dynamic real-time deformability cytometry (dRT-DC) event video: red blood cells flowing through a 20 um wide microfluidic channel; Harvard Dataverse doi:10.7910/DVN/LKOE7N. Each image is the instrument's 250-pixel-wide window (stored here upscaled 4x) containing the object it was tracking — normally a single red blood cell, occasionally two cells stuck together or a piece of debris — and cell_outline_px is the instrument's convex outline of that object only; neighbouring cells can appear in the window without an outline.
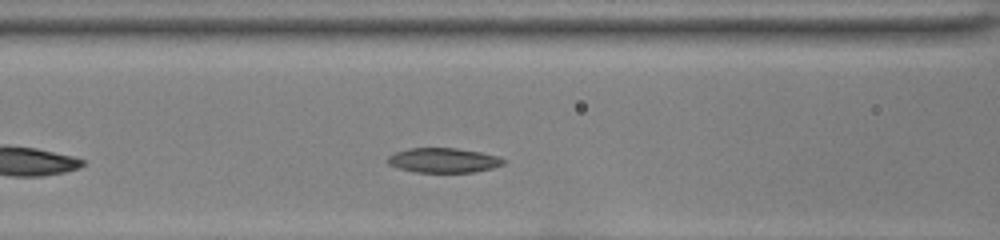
{"species": "common noctule bat (a hibernating species)", "species_latin": "Nyctalus noctula", "temperature_condition": "room temperature", "stored_images_in_passage": 27, "camera_frame_rate_fps": 3000, "um_per_image_px": 0.085, "animal": {"sex": "female", "body_mass_g": 22.0, "forearm_length_mm": 56.7}, "frame": {"image": 1, "passage_image": 7, "time_ms": 2.0, "image_size_px": [1000, 240], "cell_outline_px": [[504, 164], [492, 168], [472, 172], [416, 172], [400, 168], [388, 164], [388, 156], [396, 152], [408, 148], [456, 148], [480, 152], [496, 156], [504, 160]], "centroid_in_image_um": [37.68, 13.62], "position_along_channel_um": 128.9, "area_um2": 16.42}}
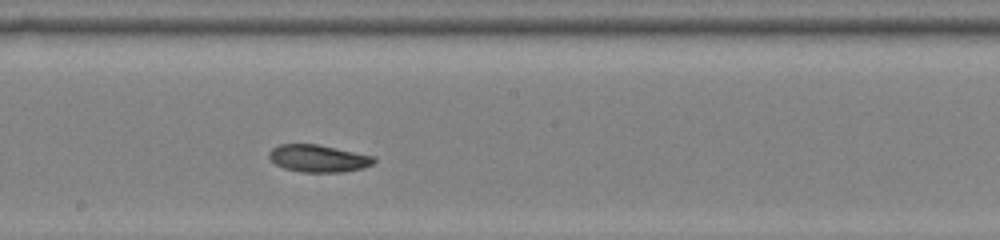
{"frame": {"image": 2, "passage_image": 14, "time_ms": 4.333, "image_size_px": [1000, 240], "cell_outline_px": [[376, 160], [372, 164], [360, 168], [344, 172], [300, 172], [284, 168], [276, 164], [268, 156], [268, 152], [272, 148], [280, 144], [316, 144], [372, 156]], "centroid_in_image_um": [27.0, 13.47], "position_along_channel_um": 221.2, "area_um2": 16.42}}
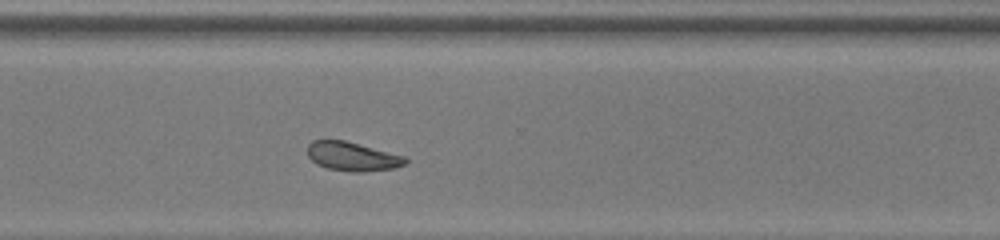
{"frame": {"image": 3, "passage_image": 23, "time_ms": 7.333, "image_size_px": [1000, 240], "cell_outline_px": [[408, 160], [404, 164], [392, 168], [360, 172], [352, 172], [328, 168], [316, 164], [308, 156], [308, 144], [312, 140], [344, 140], [404, 156]], "centroid_in_image_um": [29.91, 13.29], "position_along_channel_um": 340.7, "area_um2": 16.24}, "authors_computed_cell_mechanics": {"area_um2": 16.7042, "velocity_mm_per_s": 3.9632, "shape_relaxation_time_tau1_ms": 6.7841, "shape_relaxation_time_tau2_ms": null, "deformation_change_tau1": 0.1373, "deformation_change_tau2": null}}